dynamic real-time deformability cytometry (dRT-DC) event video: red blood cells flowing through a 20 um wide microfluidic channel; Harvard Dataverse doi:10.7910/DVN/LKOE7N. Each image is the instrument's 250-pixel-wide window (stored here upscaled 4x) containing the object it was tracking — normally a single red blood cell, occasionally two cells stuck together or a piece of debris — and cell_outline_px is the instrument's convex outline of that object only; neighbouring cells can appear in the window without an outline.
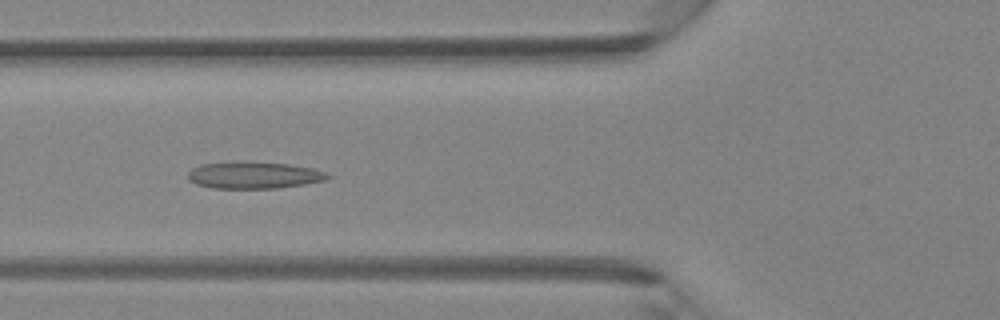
{"species": "Egyptian fruit bat (a non-hibernating species)", "species_latin": "Rousettus aegyptiacus", "temperature_condition": "room temperature", "stored_images_in_passage": 33, "camera_frame_rate_fps": 3000, "um_per_image_px": 0.085, "animal": {"sex": "female"}, "frame": {"image": 1, "passage_image": 6, "time_ms": 1.667, "image_size_px": [1000, 320], "cell_outline_px": [[332, 176], [324, 180], [304, 184], [276, 188], [212, 188], [196, 184], [188, 180], [188, 172], [192, 168], [200, 164], [244, 160], [248, 160], [288, 164], [312, 168], [328, 172]], "centroid_in_image_um": [21.56, 14.87], "position_along_channel_um": 104.2, "area_um2": 22.25}}
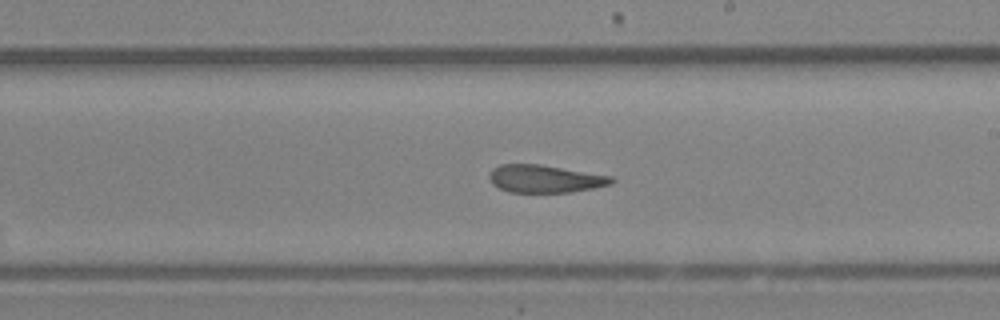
{"frame": {"image": 2, "passage_image": 15, "time_ms": 4.667, "image_size_px": [1000, 320], "cell_outline_px": [[616, 180], [612, 184], [572, 192], [508, 192], [492, 184], [488, 176], [492, 168], [500, 164], [540, 164], [612, 176]], "centroid_in_image_um": [46.31, 15.19], "position_along_channel_um": 242.7, "area_um2": 19.77}}
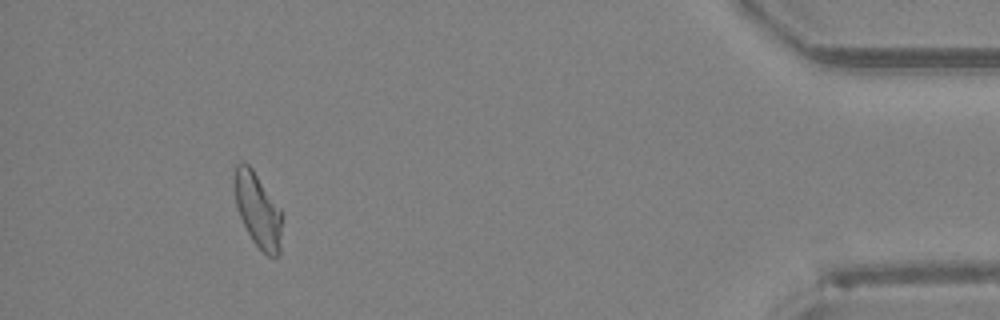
{"frame": {"image": 3, "passage_image": 30, "time_ms": 9.667, "image_size_px": [1000, 320], "cell_outline_px": [[280, 256], [268, 256], [252, 240], [240, 216], [236, 204], [232, 184], [232, 176], [236, 164], [248, 164], [252, 168], [280, 208]], "centroid_in_image_um": [21.87, 17.81], "position_along_channel_um": 413.3, "area_um2": 20.35}}